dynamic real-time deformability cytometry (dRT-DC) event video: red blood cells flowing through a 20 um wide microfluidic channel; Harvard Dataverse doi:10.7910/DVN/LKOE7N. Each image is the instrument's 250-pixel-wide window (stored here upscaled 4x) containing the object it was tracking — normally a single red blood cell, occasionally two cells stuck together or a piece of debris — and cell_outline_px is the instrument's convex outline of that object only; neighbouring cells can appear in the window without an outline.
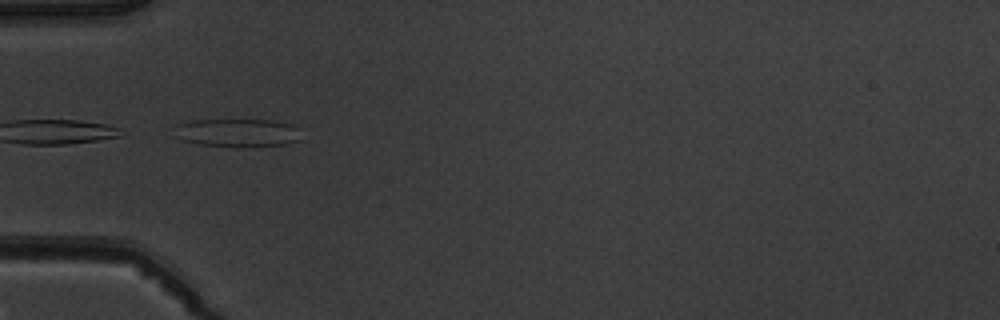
{"species": "common noctule bat (a hibernating species)", "species_latin": "Nyctalus noctula", "temperature_condition": "warm", "stored_images_in_passage": 5, "camera_frame_rate_fps": 3000, "um_per_image_px": 0.085, "animal": {"sex": "male", "body_mass_g": 19.5, "forearm_length_mm": 54.6}, "frame": {"image": 1, "passage_image": 5, "time_ms": 4.667, "image_size_px": [1000, 320], "cell_outline_px": [[300, 140], [284, 144], [252, 148], [232, 148], [196, 144], [172, 136], [176, 124], [192, 120], [268, 120], [292, 124], [300, 128]], "centroid_in_image_um": [20.16, 11.31], "position_along_channel_um": 64.8, "area_um2": 21.62}}